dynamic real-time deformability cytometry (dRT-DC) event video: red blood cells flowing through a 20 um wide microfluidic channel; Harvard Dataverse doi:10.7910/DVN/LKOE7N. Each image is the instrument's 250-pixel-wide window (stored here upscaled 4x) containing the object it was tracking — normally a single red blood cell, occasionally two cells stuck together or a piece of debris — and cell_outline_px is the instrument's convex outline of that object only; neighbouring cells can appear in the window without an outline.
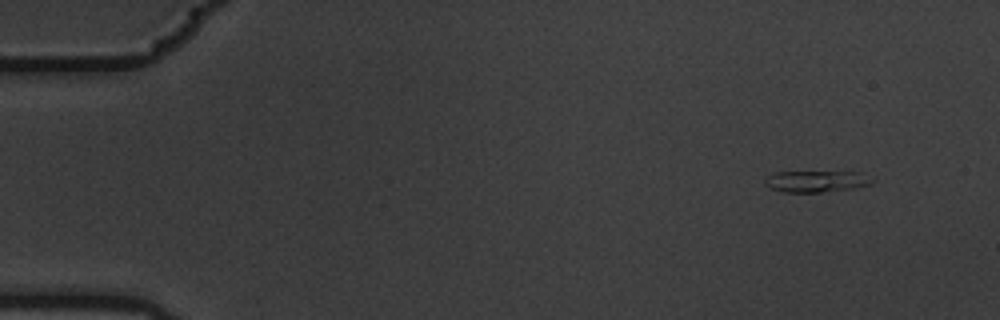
{"species": "common noctule bat (a hibernating species)", "species_latin": "Nyctalus noctula", "temperature_condition": "warm", "stored_images_in_passage": 5, "camera_frame_rate_fps": 3000, "um_per_image_px": 0.085, "animal": {"sex": "male", "body_mass_g": 19.5, "forearm_length_mm": 54.6}, "frame": {"image": 1, "passage_image": 1, "time_ms": 0.0, "image_size_px": [1000, 320], "cell_outline_px": [[876, 180], [872, 184], [856, 188], [820, 192], [784, 192], [772, 188], [764, 184], [764, 180], [768, 176], [776, 172], [860, 172]], "centroid_in_image_um": [69.44, 15.41], "position_along_channel_um": 15.6, "area_um2": 13.41}}
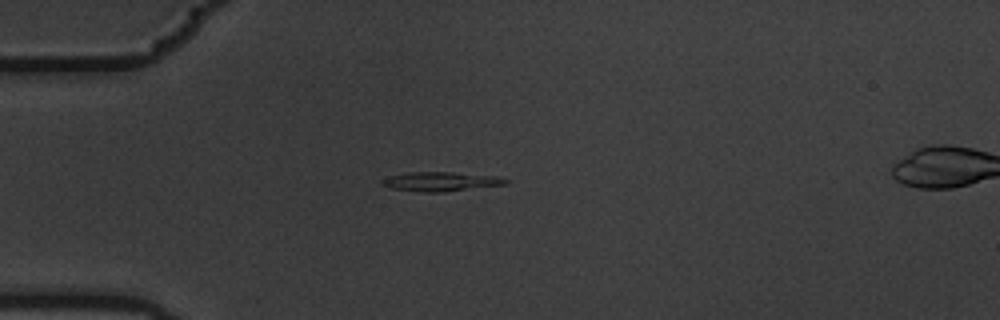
{"frame": {"image": 2, "passage_image": 4, "time_ms": 1.0, "image_size_px": [1000, 320], "cell_outline_px": [[512, 180], [508, 184], [444, 192], [420, 192], [392, 188], [380, 184], [380, 180], [388, 176], [408, 172], [452, 172], [496, 176]], "centroid_in_image_um": [37.48, 15.43], "position_along_channel_um": 47.5, "area_um2": 14.05}}